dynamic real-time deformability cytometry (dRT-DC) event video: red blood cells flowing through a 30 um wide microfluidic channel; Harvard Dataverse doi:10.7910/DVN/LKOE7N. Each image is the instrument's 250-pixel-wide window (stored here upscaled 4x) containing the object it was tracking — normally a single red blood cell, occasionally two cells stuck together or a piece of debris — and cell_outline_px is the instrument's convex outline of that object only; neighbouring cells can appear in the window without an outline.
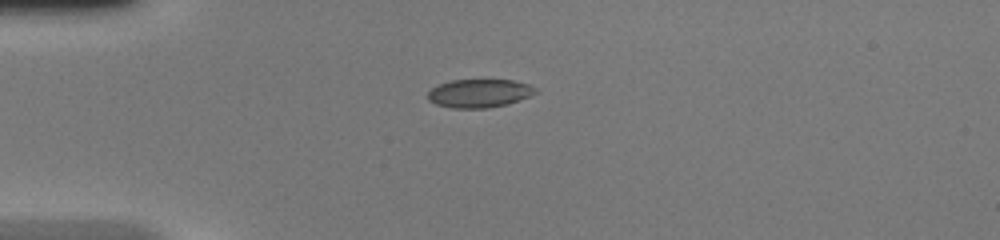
{"species": "common noctule bat (a hibernating species)", "species_latin": "Nyctalus noctula", "temperature_condition": "warm", "stored_images_in_passage": 37, "camera_frame_rate_fps": 3000, "um_per_image_px": 0.085, "animal": {"sex": "female", "body_mass_g": 20.0, "forearm_length_mm": 54.0}, "frame": {"image": 1, "passage_image": 1, "time_ms": 0.0, "image_size_px": [1000, 240], "cell_outline_px": [[536, 92], [528, 96], [508, 104], [488, 108], [452, 108], [436, 104], [428, 100], [428, 92], [432, 88], [440, 84], [452, 80], [512, 80], [528, 84], [536, 88]], "centroid_in_image_um": [40.72, 7.93], "position_along_channel_um": 44.3, "area_um2": 17.63}}
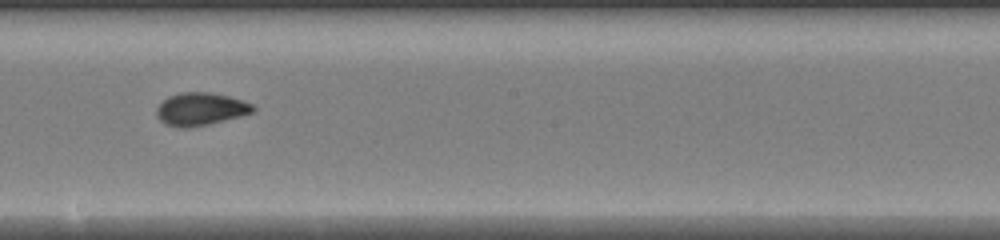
{"frame": {"image": 2, "passage_image": 16, "time_ms": 5.0, "image_size_px": [1000, 240], "cell_outline_px": [[256, 112], [208, 124], [184, 128], [180, 128], [164, 124], [156, 116], [156, 108], [168, 96], [180, 92], [212, 92], [244, 100], [252, 104], [256, 108]], "centroid_in_image_um": [17.06, 9.26], "position_along_channel_um": 231.1, "area_um2": 18.55}}
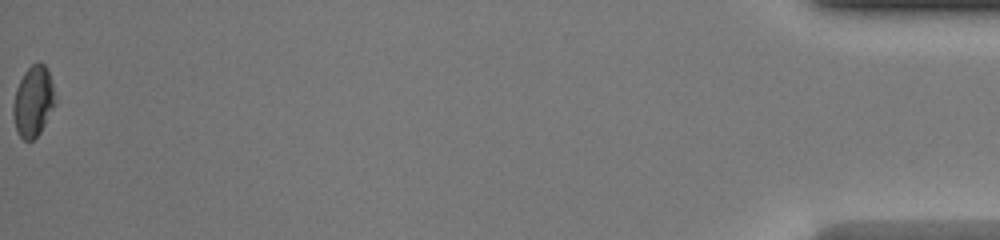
{"frame": {"image": 3, "passage_image": 37, "time_ms": 12.0, "image_size_px": [1000, 240], "cell_outline_px": [[56, 104], [40, 132], [32, 140], [24, 140], [16, 132], [12, 116], [12, 104], [16, 88], [24, 72], [32, 64], [40, 60], [44, 64], [48, 72], [52, 84], [56, 100]], "centroid_in_image_um": [2.81, 8.62], "position_along_channel_um": 432.4, "area_um2": 17.46}, "authors_computed_cell_mechanics": {"area_um2": 17.918, "velocity_mm_per_s": 4.2658, "shape_relaxation_time_tau1_ms": null, "shape_relaxation_time_tau2_ms": 0.9951, "deformation_change_tau1": null, "deformation_change_tau2": 0.055}}